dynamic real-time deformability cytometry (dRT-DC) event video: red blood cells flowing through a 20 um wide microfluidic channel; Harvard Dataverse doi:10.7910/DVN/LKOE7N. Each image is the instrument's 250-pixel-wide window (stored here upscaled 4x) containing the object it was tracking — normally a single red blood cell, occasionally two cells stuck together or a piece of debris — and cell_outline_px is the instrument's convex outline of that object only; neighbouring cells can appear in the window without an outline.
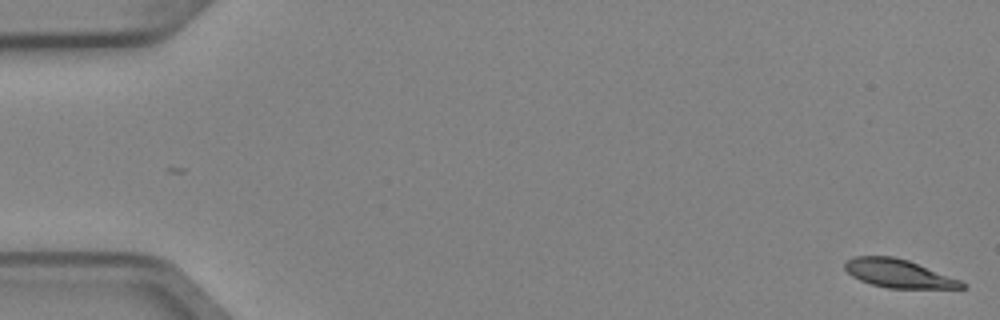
{"species": "Egyptian fruit bat (a non-hibernating species)", "species_latin": "Rousettus aegyptiacus", "temperature_condition": "cold", "stored_images_in_passage": 5, "camera_frame_rate_fps": 3000, "um_per_image_px": 0.085, "animal": {"sex": "female"}, "frame": {"image": 1, "passage_image": 1, "time_ms": 0.0, "image_size_px": [1000, 320], "cell_outline_px": [[968, 284], [964, 288], [888, 288], [872, 284], [860, 280], [852, 276], [844, 268], [844, 260], [856, 256], [892, 256], [908, 260], [960, 280]], "centroid_in_image_um": [76.35, 23.24], "position_along_channel_um": 8.7, "area_um2": 19.19}}
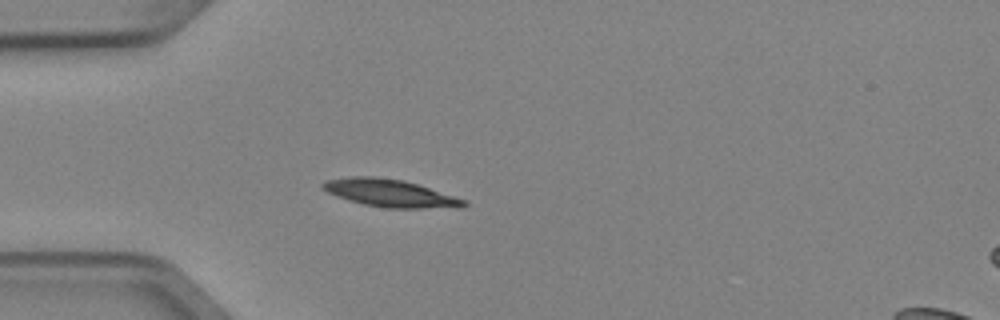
{"frame": {"image": 2, "passage_image": 5, "time_ms": 1.333, "image_size_px": [1000, 320], "cell_outline_px": [[468, 204], [460, 208], [388, 208], [364, 204], [348, 200], [328, 192], [320, 188], [320, 184], [324, 180], [352, 176], [372, 176], [404, 180], [468, 200]], "centroid_in_image_um": [33.17, 16.42], "position_along_channel_um": 51.8, "area_um2": 22.77}}